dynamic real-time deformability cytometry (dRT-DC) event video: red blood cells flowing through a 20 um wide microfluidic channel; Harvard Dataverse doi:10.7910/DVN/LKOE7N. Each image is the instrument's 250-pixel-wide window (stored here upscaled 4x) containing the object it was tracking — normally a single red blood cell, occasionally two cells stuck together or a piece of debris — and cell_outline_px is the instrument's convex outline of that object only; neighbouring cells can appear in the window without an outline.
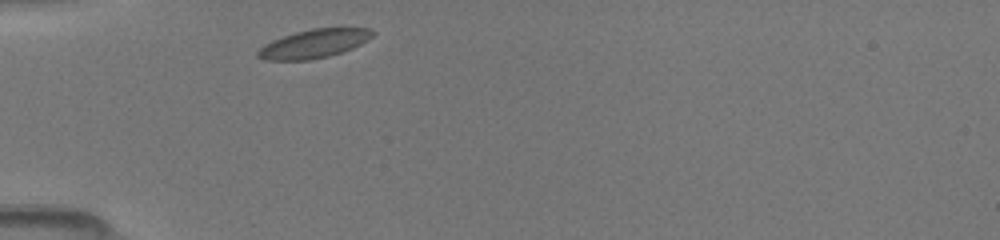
{"species": "common noctule bat (a hibernating species)", "species_latin": "Nyctalus noctula", "temperature_condition": "room temperature", "stored_images_in_passage": 10, "camera_frame_rate_fps": 3000, "um_per_image_px": 0.085, "animal": {"sex": "female", "body_mass_g": 19.5, "forearm_length_mm": 54.1}, "frame": {"image": 1, "passage_image": 1, "time_ms": 0.0, "image_size_px": [1000, 240], "cell_outline_px": [[376, 32], [368, 40], [352, 48], [328, 56], [308, 60], [264, 60], [256, 56], [256, 52], [264, 44], [272, 40], [296, 32], [312, 28], [372, 28]], "centroid_in_image_um": [26.68, 3.71], "position_along_channel_um": 58.3, "area_um2": 19.07}}
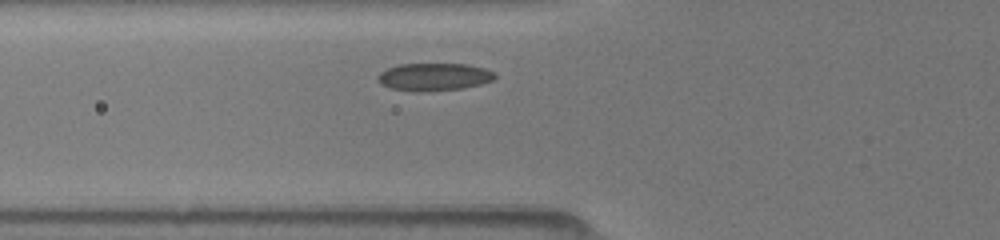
{"frame": {"image": 2, "passage_image": 7, "time_ms": 1.0, "image_size_px": [1000, 240], "cell_outline_px": [[496, 76], [492, 80], [480, 84], [464, 88], [424, 92], [416, 92], [392, 88], [380, 84], [376, 80], [376, 76], [380, 72], [388, 68], [400, 64], [468, 64], [484, 68], [492, 72]], "centroid_in_image_um": [36.84, 6.54], "position_along_channel_um": 89.0, "area_um2": 18.9}}